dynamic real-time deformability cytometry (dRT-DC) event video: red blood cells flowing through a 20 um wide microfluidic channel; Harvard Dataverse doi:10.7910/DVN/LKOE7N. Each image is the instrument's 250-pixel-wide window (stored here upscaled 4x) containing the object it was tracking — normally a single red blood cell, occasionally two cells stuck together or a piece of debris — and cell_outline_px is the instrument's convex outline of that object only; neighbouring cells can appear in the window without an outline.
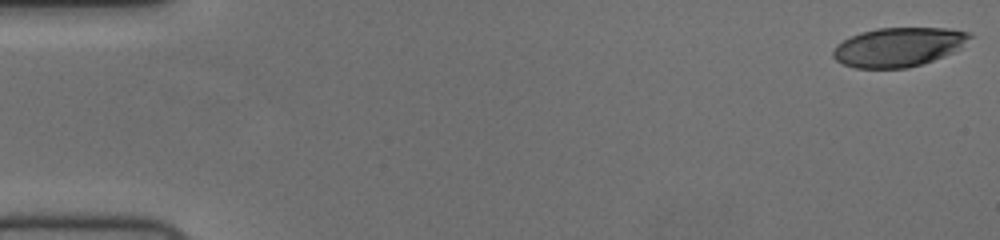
{"species": "human", "species_latin": "Homo sapiens", "temperature_condition": "cold", "stored_images_in_passage": 57, "camera_frame_rate_fps": 3000, "um_per_image_px": 0.085, "donor": {"sex": "female"}, "frame": {"image": 1, "passage_image": 1, "time_ms": 0.0, "image_size_px": [1000, 240], "cell_outline_px": [[976, 36], [952, 52], [944, 56], [908, 68], [856, 68], [844, 64], [836, 60], [832, 56], [832, 52], [836, 44], [860, 32], [876, 28], [948, 28], [972, 32]], "centroid_in_image_um": [76.39, 3.98], "position_along_channel_um": 8.6, "area_um2": 31.21}}
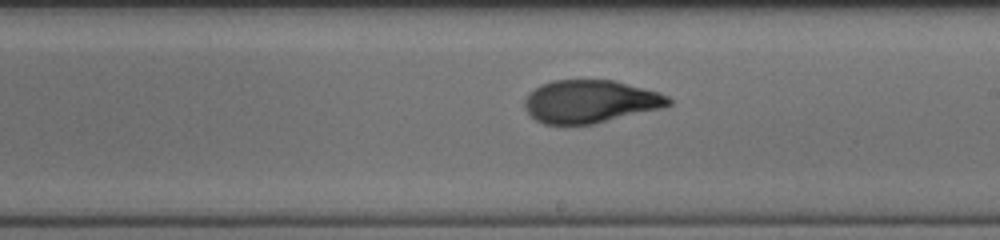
{"frame": {"image": 2, "passage_image": 33, "time_ms": 10.667, "image_size_px": [1000, 240], "cell_outline_px": [[672, 104], [664, 108], [592, 124], [544, 124], [536, 120], [524, 108], [524, 100], [528, 92], [540, 84], [552, 80], [612, 80], [660, 92], [668, 96], [672, 100]], "centroid_in_image_um": [50.17, 8.62], "position_along_channel_um": 238.8, "area_um2": 36.13}}
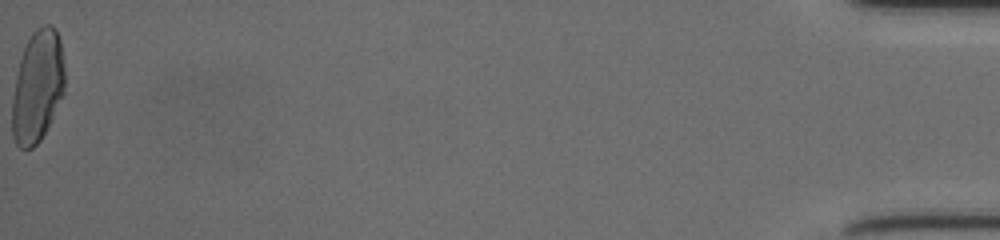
{"frame": {"image": 3, "passage_image": 57, "time_ms": 18.667, "image_size_px": [1000, 240], "cell_outline_px": [[64, 96], [40, 140], [32, 148], [20, 148], [16, 144], [12, 136], [12, 96], [16, 76], [20, 60], [24, 48], [32, 32], [36, 28], [44, 24], [52, 24], [56, 28], [60, 40], [64, 64]], "centroid_in_image_um": [3.19, 7.33], "position_along_channel_um": 432.0, "area_um2": 34.56}, "authors_computed_cell_mechanics": {"area_um2": 35.547, "velocity_mm_per_s": 3.7114, "shape_relaxation_time_tau1_ms": 7.0043, "shape_relaxation_time_tau2_ms": 1.5888, "deformation_change_tau1": 0.2479, "deformation_change_tau2": 0.0781}}